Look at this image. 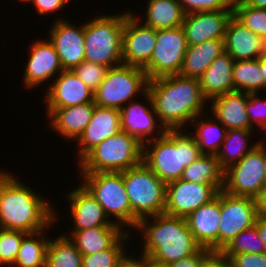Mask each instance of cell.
<instances>
[{
	"label": "cell",
	"instance_id": "7",
	"mask_svg": "<svg viewBox=\"0 0 266 267\" xmlns=\"http://www.w3.org/2000/svg\"><path fill=\"white\" fill-rule=\"evenodd\" d=\"M143 145L120 131L91 150L78 164L80 173L123 172L142 162Z\"/></svg>",
	"mask_w": 266,
	"mask_h": 267
},
{
	"label": "cell",
	"instance_id": "13",
	"mask_svg": "<svg viewBox=\"0 0 266 267\" xmlns=\"http://www.w3.org/2000/svg\"><path fill=\"white\" fill-rule=\"evenodd\" d=\"M219 190L214 185H203L179 179L166 184L164 213L186 218L202 205L216 198Z\"/></svg>",
	"mask_w": 266,
	"mask_h": 267
},
{
	"label": "cell",
	"instance_id": "4",
	"mask_svg": "<svg viewBox=\"0 0 266 267\" xmlns=\"http://www.w3.org/2000/svg\"><path fill=\"white\" fill-rule=\"evenodd\" d=\"M201 155L191 134L167 130L162 137L143 144L142 162L168 184L179 180L184 169Z\"/></svg>",
	"mask_w": 266,
	"mask_h": 267
},
{
	"label": "cell",
	"instance_id": "36",
	"mask_svg": "<svg viewBox=\"0 0 266 267\" xmlns=\"http://www.w3.org/2000/svg\"><path fill=\"white\" fill-rule=\"evenodd\" d=\"M232 5L233 15L266 41V9L254 8L243 1H232Z\"/></svg>",
	"mask_w": 266,
	"mask_h": 267
},
{
	"label": "cell",
	"instance_id": "53",
	"mask_svg": "<svg viewBox=\"0 0 266 267\" xmlns=\"http://www.w3.org/2000/svg\"><path fill=\"white\" fill-rule=\"evenodd\" d=\"M261 129L266 130V123L261 127ZM265 134H266V132H265ZM264 141L266 142V140H264V139H263V141H257V144H258V146L266 149V143Z\"/></svg>",
	"mask_w": 266,
	"mask_h": 267
},
{
	"label": "cell",
	"instance_id": "50",
	"mask_svg": "<svg viewBox=\"0 0 266 267\" xmlns=\"http://www.w3.org/2000/svg\"><path fill=\"white\" fill-rule=\"evenodd\" d=\"M260 71H262V79H264L266 89V54L260 56Z\"/></svg>",
	"mask_w": 266,
	"mask_h": 267
},
{
	"label": "cell",
	"instance_id": "3",
	"mask_svg": "<svg viewBox=\"0 0 266 267\" xmlns=\"http://www.w3.org/2000/svg\"><path fill=\"white\" fill-rule=\"evenodd\" d=\"M154 222L150 224V221ZM145 242L141 253L164 265L196 254L202 247L196 242L185 218L160 214L139 220Z\"/></svg>",
	"mask_w": 266,
	"mask_h": 267
},
{
	"label": "cell",
	"instance_id": "49",
	"mask_svg": "<svg viewBox=\"0 0 266 267\" xmlns=\"http://www.w3.org/2000/svg\"><path fill=\"white\" fill-rule=\"evenodd\" d=\"M255 225L266 250V218L257 217Z\"/></svg>",
	"mask_w": 266,
	"mask_h": 267
},
{
	"label": "cell",
	"instance_id": "44",
	"mask_svg": "<svg viewBox=\"0 0 266 267\" xmlns=\"http://www.w3.org/2000/svg\"><path fill=\"white\" fill-rule=\"evenodd\" d=\"M209 249L201 248L196 254L172 262L168 267H200L201 262L211 253Z\"/></svg>",
	"mask_w": 266,
	"mask_h": 267
},
{
	"label": "cell",
	"instance_id": "1",
	"mask_svg": "<svg viewBox=\"0 0 266 267\" xmlns=\"http://www.w3.org/2000/svg\"><path fill=\"white\" fill-rule=\"evenodd\" d=\"M147 90L160 124L159 130H180L204 111V102L198 78L178 74L148 81ZM183 126V127H182Z\"/></svg>",
	"mask_w": 266,
	"mask_h": 267
},
{
	"label": "cell",
	"instance_id": "47",
	"mask_svg": "<svg viewBox=\"0 0 266 267\" xmlns=\"http://www.w3.org/2000/svg\"><path fill=\"white\" fill-rule=\"evenodd\" d=\"M127 253H123L118 259L116 267H147V255L141 253L140 257L136 259L135 257L126 256Z\"/></svg>",
	"mask_w": 266,
	"mask_h": 267
},
{
	"label": "cell",
	"instance_id": "38",
	"mask_svg": "<svg viewBox=\"0 0 266 267\" xmlns=\"http://www.w3.org/2000/svg\"><path fill=\"white\" fill-rule=\"evenodd\" d=\"M130 235V232L126 231L109 249L82 255V267H116L118 259L126 252L123 246Z\"/></svg>",
	"mask_w": 266,
	"mask_h": 267
},
{
	"label": "cell",
	"instance_id": "31",
	"mask_svg": "<svg viewBox=\"0 0 266 267\" xmlns=\"http://www.w3.org/2000/svg\"><path fill=\"white\" fill-rule=\"evenodd\" d=\"M254 130L229 129L225 139L216 153L220 167L225 171L231 165L240 161L248 152L253 150L258 144L255 142L248 146L249 137Z\"/></svg>",
	"mask_w": 266,
	"mask_h": 267
},
{
	"label": "cell",
	"instance_id": "39",
	"mask_svg": "<svg viewBox=\"0 0 266 267\" xmlns=\"http://www.w3.org/2000/svg\"><path fill=\"white\" fill-rule=\"evenodd\" d=\"M26 232L0 228V267H12ZM4 265V266H3Z\"/></svg>",
	"mask_w": 266,
	"mask_h": 267
},
{
	"label": "cell",
	"instance_id": "48",
	"mask_svg": "<svg viewBox=\"0 0 266 267\" xmlns=\"http://www.w3.org/2000/svg\"><path fill=\"white\" fill-rule=\"evenodd\" d=\"M255 200L257 205V216L266 218V189H263Z\"/></svg>",
	"mask_w": 266,
	"mask_h": 267
},
{
	"label": "cell",
	"instance_id": "35",
	"mask_svg": "<svg viewBox=\"0 0 266 267\" xmlns=\"http://www.w3.org/2000/svg\"><path fill=\"white\" fill-rule=\"evenodd\" d=\"M234 91L243 93H258L265 90V82L260 71V57L255 60L234 61L233 66Z\"/></svg>",
	"mask_w": 266,
	"mask_h": 267
},
{
	"label": "cell",
	"instance_id": "37",
	"mask_svg": "<svg viewBox=\"0 0 266 267\" xmlns=\"http://www.w3.org/2000/svg\"><path fill=\"white\" fill-rule=\"evenodd\" d=\"M263 252L266 250L258 235L256 225L239 233L222 251L228 259L235 254Z\"/></svg>",
	"mask_w": 266,
	"mask_h": 267
},
{
	"label": "cell",
	"instance_id": "15",
	"mask_svg": "<svg viewBox=\"0 0 266 267\" xmlns=\"http://www.w3.org/2000/svg\"><path fill=\"white\" fill-rule=\"evenodd\" d=\"M46 92L47 117L58 108L94 103V93L72 70H63Z\"/></svg>",
	"mask_w": 266,
	"mask_h": 267
},
{
	"label": "cell",
	"instance_id": "17",
	"mask_svg": "<svg viewBox=\"0 0 266 267\" xmlns=\"http://www.w3.org/2000/svg\"><path fill=\"white\" fill-rule=\"evenodd\" d=\"M232 16V4L225 10L185 14L182 27L188 46L213 39H225L226 27Z\"/></svg>",
	"mask_w": 266,
	"mask_h": 267
},
{
	"label": "cell",
	"instance_id": "46",
	"mask_svg": "<svg viewBox=\"0 0 266 267\" xmlns=\"http://www.w3.org/2000/svg\"><path fill=\"white\" fill-rule=\"evenodd\" d=\"M200 267H231L229 259L222 252H211Z\"/></svg>",
	"mask_w": 266,
	"mask_h": 267
},
{
	"label": "cell",
	"instance_id": "41",
	"mask_svg": "<svg viewBox=\"0 0 266 267\" xmlns=\"http://www.w3.org/2000/svg\"><path fill=\"white\" fill-rule=\"evenodd\" d=\"M185 12H206V11H220L227 9L232 0H177Z\"/></svg>",
	"mask_w": 266,
	"mask_h": 267
},
{
	"label": "cell",
	"instance_id": "22",
	"mask_svg": "<svg viewBox=\"0 0 266 267\" xmlns=\"http://www.w3.org/2000/svg\"><path fill=\"white\" fill-rule=\"evenodd\" d=\"M224 46L235 61L255 60L265 54L266 41L233 15L226 27Z\"/></svg>",
	"mask_w": 266,
	"mask_h": 267
},
{
	"label": "cell",
	"instance_id": "10",
	"mask_svg": "<svg viewBox=\"0 0 266 267\" xmlns=\"http://www.w3.org/2000/svg\"><path fill=\"white\" fill-rule=\"evenodd\" d=\"M266 149L256 146L224 173L223 190L232 196L256 198L264 189Z\"/></svg>",
	"mask_w": 266,
	"mask_h": 267
},
{
	"label": "cell",
	"instance_id": "56",
	"mask_svg": "<svg viewBox=\"0 0 266 267\" xmlns=\"http://www.w3.org/2000/svg\"><path fill=\"white\" fill-rule=\"evenodd\" d=\"M235 1H243V2H247L248 0H235Z\"/></svg>",
	"mask_w": 266,
	"mask_h": 267
},
{
	"label": "cell",
	"instance_id": "45",
	"mask_svg": "<svg viewBox=\"0 0 266 267\" xmlns=\"http://www.w3.org/2000/svg\"><path fill=\"white\" fill-rule=\"evenodd\" d=\"M69 0H34L33 4L40 15L53 13L62 9Z\"/></svg>",
	"mask_w": 266,
	"mask_h": 267
},
{
	"label": "cell",
	"instance_id": "40",
	"mask_svg": "<svg viewBox=\"0 0 266 267\" xmlns=\"http://www.w3.org/2000/svg\"><path fill=\"white\" fill-rule=\"evenodd\" d=\"M107 70L108 68L106 66L88 61H83L72 69L74 74H76L93 93L104 80Z\"/></svg>",
	"mask_w": 266,
	"mask_h": 267
},
{
	"label": "cell",
	"instance_id": "29",
	"mask_svg": "<svg viewBox=\"0 0 266 267\" xmlns=\"http://www.w3.org/2000/svg\"><path fill=\"white\" fill-rule=\"evenodd\" d=\"M144 25L155 30L172 29L183 25L185 12L177 0H148Z\"/></svg>",
	"mask_w": 266,
	"mask_h": 267
},
{
	"label": "cell",
	"instance_id": "27",
	"mask_svg": "<svg viewBox=\"0 0 266 267\" xmlns=\"http://www.w3.org/2000/svg\"><path fill=\"white\" fill-rule=\"evenodd\" d=\"M223 51L224 39H213L188 46L178 75L199 79Z\"/></svg>",
	"mask_w": 266,
	"mask_h": 267
},
{
	"label": "cell",
	"instance_id": "11",
	"mask_svg": "<svg viewBox=\"0 0 266 267\" xmlns=\"http://www.w3.org/2000/svg\"><path fill=\"white\" fill-rule=\"evenodd\" d=\"M187 49L186 34L182 26L157 30L153 55L143 68L148 80L178 74Z\"/></svg>",
	"mask_w": 266,
	"mask_h": 267
},
{
	"label": "cell",
	"instance_id": "16",
	"mask_svg": "<svg viewBox=\"0 0 266 267\" xmlns=\"http://www.w3.org/2000/svg\"><path fill=\"white\" fill-rule=\"evenodd\" d=\"M49 36L63 70H72L85 61L83 24L76 28L69 21L58 18L52 23Z\"/></svg>",
	"mask_w": 266,
	"mask_h": 267
},
{
	"label": "cell",
	"instance_id": "2",
	"mask_svg": "<svg viewBox=\"0 0 266 267\" xmlns=\"http://www.w3.org/2000/svg\"><path fill=\"white\" fill-rule=\"evenodd\" d=\"M14 176L0 171V228L26 233L49 230L58 219L49 200Z\"/></svg>",
	"mask_w": 266,
	"mask_h": 267
},
{
	"label": "cell",
	"instance_id": "34",
	"mask_svg": "<svg viewBox=\"0 0 266 267\" xmlns=\"http://www.w3.org/2000/svg\"><path fill=\"white\" fill-rule=\"evenodd\" d=\"M199 117L201 116L191 121L196 128V132H192L195 134L191 136L195 139L202 154L216 155L225 139L227 129L216 118L199 121L197 120Z\"/></svg>",
	"mask_w": 266,
	"mask_h": 267
},
{
	"label": "cell",
	"instance_id": "21",
	"mask_svg": "<svg viewBox=\"0 0 266 267\" xmlns=\"http://www.w3.org/2000/svg\"><path fill=\"white\" fill-rule=\"evenodd\" d=\"M120 131V110L96 105L90 123L76 140L80 148L78 161L80 162L106 138H110Z\"/></svg>",
	"mask_w": 266,
	"mask_h": 267
},
{
	"label": "cell",
	"instance_id": "32",
	"mask_svg": "<svg viewBox=\"0 0 266 267\" xmlns=\"http://www.w3.org/2000/svg\"><path fill=\"white\" fill-rule=\"evenodd\" d=\"M44 231L46 229L35 233H27L23 237L13 267H45L50 237L47 239Z\"/></svg>",
	"mask_w": 266,
	"mask_h": 267
},
{
	"label": "cell",
	"instance_id": "42",
	"mask_svg": "<svg viewBox=\"0 0 266 267\" xmlns=\"http://www.w3.org/2000/svg\"><path fill=\"white\" fill-rule=\"evenodd\" d=\"M246 111L248 114L250 126H253V129L255 125L261 128L266 123V101H264L263 99L261 100L257 96V93L249 94Z\"/></svg>",
	"mask_w": 266,
	"mask_h": 267
},
{
	"label": "cell",
	"instance_id": "33",
	"mask_svg": "<svg viewBox=\"0 0 266 267\" xmlns=\"http://www.w3.org/2000/svg\"><path fill=\"white\" fill-rule=\"evenodd\" d=\"M81 261L82 253L67 234L49 240L45 267H82Z\"/></svg>",
	"mask_w": 266,
	"mask_h": 267
},
{
	"label": "cell",
	"instance_id": "51",
	"mask_svg": "<svg viewBox=\"0 0 266 267\" xmlns=\"http://www.w3.org/2000/svg\"><path fill=\"white\" fill-rule=\"evenodd\" d=\"M247 3L258 9H266V0H248Z\"/></svg>",
	"mask_w": 266,
	"mask_h": 267
},
{
	"label": "cell",
	"instance_id": "5",
	"mask_svg": "<svg viewBox=\"0 0 266 267\" xmlns=\"http://www.w3.org/2000/svg\"><path fill=\"white\" fill-rule=\"evenodd\" d=\"M128 13L102 15L84 24L85 61L107 68L123 64V30Z\"/></svg>",
	"mask_w": 266,
	"mask_h": 267
},
{
	"label": "cell",
	"instance_id": "54",
	"mask_svg": "<svg viewBox=\"0 0 266 267\" xmlns=\"http://www.w3.org/2000/svg\"><path fill=\"white\" fill-rule=\"evenodd\" d=\"M19 1H22V2H23V1H24V2H25V1H26V2H31V1H32V3H33L34 0H19Z\"/></svg>",
	"mask_w": 266,
	"mask_h": 267
},
{
	"label": "cell",
	"instance_id": "43",
	"mask_svg": "<svg viewBox=\"0 0 266 267\" xmlns=\"http://www.w3.org/2000/svg\"><path fill=\"white\" fill-rule=\"evenodd\" d=\"M229 261L231 267H266V252L235 254Z\"/></svg>",
	"mask_w": 266,
	"mask_h": 267
},
{
	"label": "cell",
	"instance_id": "12",
	"mask_svg": "<svg viewBox=\"0 0 266 267\" xmlns=\"http://www.w3.org/2000/svg\"><path fill=\"white\" fill-rule=\"evenodd\" d=\"M257 217L254 198L232 196L221 190L218 252H222L239 233L254 226Z\"/></svg>",
	"mask_w": 266,
	"mask_h": 267
},
{
	"label": "cell",
	"instance_id": "23",
	"mask_svg": "<svg viewBox=\"0 0 266 267\" xmlns=\"http://www.w3.org/2000/svg\"><path fill=\"white\" fill-rule=\"evenodd\" d=\"M66 196L70 201V217L75 226L73 230H85L115 224L113 220L108 219L102 206L83 185L80 184Z\"/></svg>",
	"mask_w": 266,
	"mask_h": 267
},
{
	"label": "cell",
	"instance_id": "52",
	"mask_svg": "<svg viewBox=\"0 0 266 267\" xmlns=\"http://www.w3.org/2000/svg\"><path fill=\"white\" fill-rule=\"evenodd\" d=\"M147 267H168V265L157 263L147 256Z\"/></svg>",
	"mask_w": 266,
	"mask_h": 267
},
{
	"label": "cell",
	"instance_id": "30",
	"mask_svg": "<svg viewBox=\"0 0 266 267\" xmlns=\"http://www.w3.org/2000/svg\"><path fill=\"white\" fill-rule=\"evenodd\" d=\"M224 173L216 155L202 154L184 169L180 179L203 185H214L221 191L224 188Z\"/></svg>",
	"mask_w": 266,
	"mask_h": 267
},
{
	"label": "cell",
	"instance_id": "55",
	"mask_svg": "<svg viewBox=\"0 0 266 267\" xmlns=\"http://www.w3.org/2000/svg\"><path fill=\"white\" fill-rule=\"evenodd\" d=\"M264 189H266V175H265V180H264Z\"/></svg>",
	"mask_w": 266,
	"mask_h": 267
},
{
	"label": "cell",
	"instance_id": "8",
	"mask_svg": "<svg viewBox=\"0 0 266 267\" xmlns=\"http://www.w3.org/2000/svg\"><path fill=\"white\" fill-rule=\"evenodd\" d=\"M82 185L99 202L108 218L114 223L132 228V210L127 195L123 172L81 173Z\"/></svg>",
	"mask_w": 266,
	"mask_h": 267
},
{
	"label": "cell",
	"instance_id": "6",
	"mask_svg": "<svg viewBox=\"0 0 266 267\" xmlns=\"http://www.w3.org/2000/svg\"><path fill=\"white\" fill-rule=\"evenodd\" d=\"M124 186L132 210V227L139 220L164 214L166 184L143 162L123 171Z\"/></svg>",
	"mask_w": 266,
	"mask_h": 267
},
{
	"label": "cell",
	"instance_id": "25",
	"mask_svg": "<svg viewBox=\"0 0 266 267\" xmlns=\"http://www.w3.org/2000/svg\"><path fill=\"white\" fill-rule=\"evenodd\" d=\"M95 103H83L55 109L49 116L52 131H57L65 139L76 141L90 123Z\"/></svg>",
	"mask_w": 266,
	"mask_h": 267
},
{
	"label": "cell",
	"instance_id": "24",
	"mask_svg": "<svg viewBox=\"0 0 266 267\" xmlns=\"http://www.w3.org/2000/svg\"><path fill=\"white\" fill-rule=\"evenodd\" d=\"M249 93L232 91L213 97L211 103V115L227 129L254 130L250 126L246 111Z\"/></svg>",
	"mask_w": 266,
	"mask_h": 267
},
{
	"label": "cell",
	"instance_id": "20",
	"mask_svg": "<svg viewBox=\"0 0 266 267\" xmlns=\"http://www.w3.org/2000/svg\"><path fill=\"white\" fill-rule=\"evenodd\" d=\"M220 214L221 191L211 202L202 205L185 218L196 242L212 252H218Z\"/></svg>",
	"mask_w": 266,
	"mask_h": 267
},
{
	"label": "cell",
	"instance_id": "14",
	"mask_svg": "<svg viewBox=\"0 0 266 267\" xmlns=\"http://www.w3.org/2000/svg\"><path fill=\"white\" fill-rule=\"evenodd\" d=\"M156 36L157 30L141 24L135 13L129 11L123 30V64L144 68L153 55Z\"/></svg>",
	"mask_w": 266,
	"mask_h": 267
},
{
	"label": "cell",
	"instance_id": "18",
	"mask_svg": "<svg viewBox=\"0 0 266 267\" xmlns=\"http://www.w3.org/2000/svg\"><path fill=\"white\" fill-rule=\"evenodd\" d=\"M142 96H145L144 99L150 103L151 107L137 103L135 99L132 100L129 105L126 104L120 109V123L122 131L135 137L143 145L150 140L162 137L167 130H160L161 132H156L158 134L153 137L152 133L155 134L154 131L158 127L156 122L158 117L148 90Z\"/></svg>",
	"mask_w": 266,
	"mask_h": 267
},
{
	"label": "cell",
	"instance_id": "19",
	"mask_svg": "<svg viewBox=\"0 0 266 267\" xmlns=\"http://www.w3.org/2000/svg\"><path fill=\"white\" fill-rule=\"evenodd\" d=\"M47 40L33 41L32 46H29L30 58L23 75V84L27 88H36L63 71L59 55L50 40Z\"/></svg>",
	"mask_w": 266,
	"mask_h": 267
},
{
	"label": "cell",
	"instance_id": "9",
	"mask_svg": "<svg viewBox=\"0 0 266 267\" xmlns=\"http://www.w3.org/2000/svg\"><path fill=\"white\" fill-rule=\"evenodd\" d=\"M148 78L143 68L121 64L108 68L104 80L94 92V103L120 110L137 94H144Z\"/></svg>",
	"mask_w": 266,
	"mask_h": 267
},
{
	"label": "cell",
	"instance_id": "26",
	"mask_svg": "<svg viewBox=\"0 0 266 267\" xmlns=\"http://www.w3.org/2000/svg\"><path fill=\"white\" fill-rule=\"evenodd\" d=\"M233 57L223 51L199 78L202 95L210 101L213 97L234 91Z\"/></svg>",
	"mask_w": 266,
	"mask_h": 267
},
{
	"label": "cell",
	"instance_id": "28",
	"mask_svg": "<svg viewBox=\"0 0 266 267\" xmlns=\"http://www.w3.org/2000/svg\"><path fill=\"white\" fill-rule=\"evenodd\" d=\"M118 224L94 227L85 230H71L68 237L82 255H89L109 249L126 231Z\"/></svg>",
	"mask_w": 266,
	"mask_h": 267
}]
</instances>
